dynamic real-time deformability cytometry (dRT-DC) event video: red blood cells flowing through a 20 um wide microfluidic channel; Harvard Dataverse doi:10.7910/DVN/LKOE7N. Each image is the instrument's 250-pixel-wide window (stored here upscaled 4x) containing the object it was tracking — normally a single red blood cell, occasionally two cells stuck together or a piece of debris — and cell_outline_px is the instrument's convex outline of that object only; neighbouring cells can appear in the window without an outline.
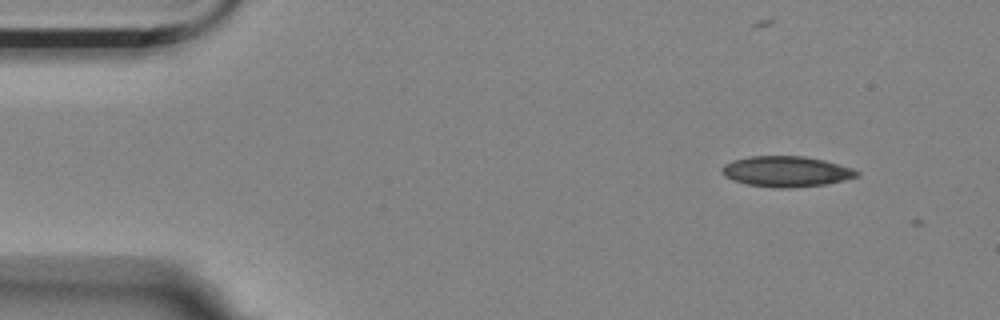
{"species": "Egyptian fruit bat (a non-hibernating species)", "species_latin": "Rousettus aegyptiacus", "temperature_condition": "room temperature", "stored_images_in_passage": 2, "camera_frame_rate_fps": 3000, "um_per_image_px": 0.085, "animal": {"sex": "female"}, "frame": {"image": 1, "passage_image": 1, "time_ms": 0.0, "image_size_px": [1000, 320], "cell_outline_px": [[860, 176], [844, 180], [824, 184], [792, 188], [776, 188], [748, 184], [732, 180], [724, 176], [720, 172], [720, 168], [724, 164], [732, 160], [748, 156], [804, 156], [824, 160], [852, 168], [860, 172]], "centroid_in_image_um": [66.8, 14.57], "position_along_channel_um": 18.2, "area_um2": 24.22}}